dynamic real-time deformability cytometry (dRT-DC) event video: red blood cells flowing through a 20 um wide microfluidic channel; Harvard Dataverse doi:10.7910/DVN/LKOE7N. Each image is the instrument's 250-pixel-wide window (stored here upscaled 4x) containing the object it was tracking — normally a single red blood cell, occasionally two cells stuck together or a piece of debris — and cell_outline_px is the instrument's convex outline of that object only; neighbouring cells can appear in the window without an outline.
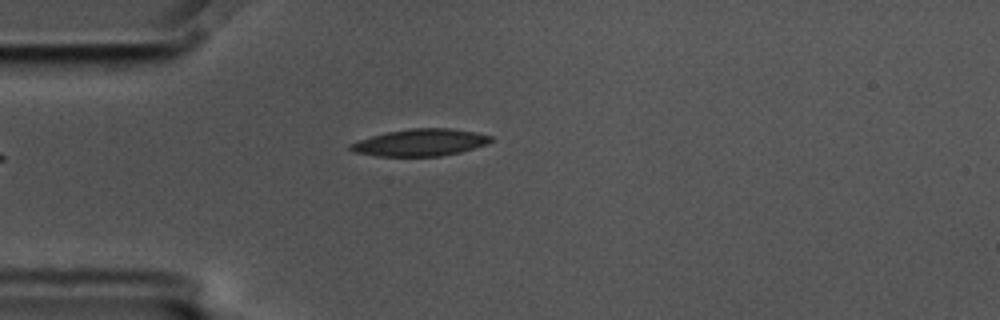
{"species": "common noctule bat (a hibernating species)", "species_latin": "Nyctalus noctula", "temperature_condition": "cold", "stored_images_in_passage": 37, "camera_frame_rate_fps": 3000, "um_per_image_px": 0.085, "animal": {"sex": "male", "body_mass_g": 17.5, "forearm_length_mm": 52.3}, "frame": {"image": 1, "passage_image": 1, "time_ms": 0.0, "image_size_px": [1000, 320], "cell_outline_px": [[492, 140], [488, 144], [460, 152], [440, 156], [376, 156], [352, 152], [348, 148], [348, 144], [372, 136], [388, 132], [412, 128], [448, 128], [472, 132], [492, 136]], "centroid_in_image_um": [35.69, 12.12], "position_along_channel_um": 49.3, "area_um2": 21.96}}
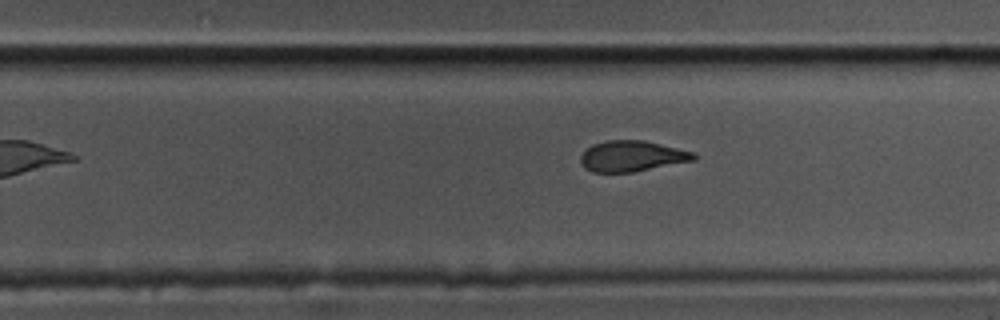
{"frame": {"image": 2, "passage_image": 21, "time_ms": 6.667, "image_size_px": [1000, 320], "cell_outline_px": [[696, 160], [632, 172], [592, 172], [584, 168], [580, 160], [580, 156], [592, 144], [608, 140], [644, 140], [696, 152]], "centroid_in_image_um": [53.73, 13.27], "position_along_channel_um": 276.1, "area_um2": 20.35}}
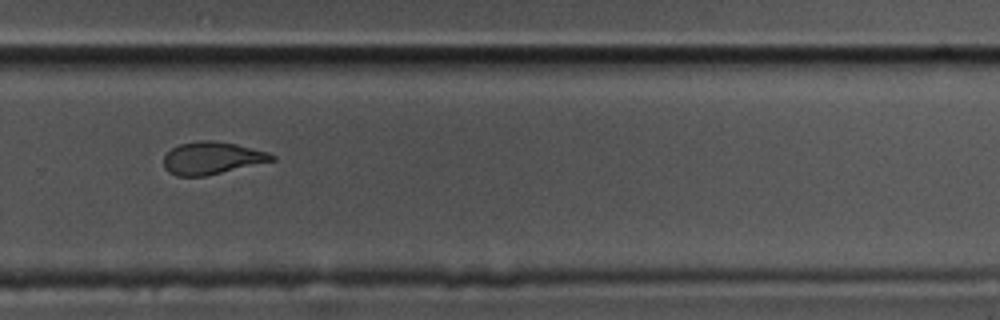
{"frame": {"image": 3, "passage_image": 24, "time_ms": 7.667, "image_size_px": [1000, 320], "cell_outline_px": [[276, 160], [204, 176], [176, 176], [168, 172], [164, 168], [164, 156], [172, 148], [180, 144], [200, 140], [212, 140], [236, 144], [268, 152], [276, 156]], "centroid_in_image_um": [18.01, 13.43], "position_along_channel_um": 311.8, "area_um2": 20.35}, "authors_computed_cell_mechanics": {"area_um2": 21.675, "velocity_mm_per_s": 3.5727, "shape_relaxation_time_tau1_ms": 6.6065, "shape_relaxation_time_tau2_ms": 2.7126, "deformation_change_tau1": 0.1886, "deformation_change_tau2": 0.0982}}